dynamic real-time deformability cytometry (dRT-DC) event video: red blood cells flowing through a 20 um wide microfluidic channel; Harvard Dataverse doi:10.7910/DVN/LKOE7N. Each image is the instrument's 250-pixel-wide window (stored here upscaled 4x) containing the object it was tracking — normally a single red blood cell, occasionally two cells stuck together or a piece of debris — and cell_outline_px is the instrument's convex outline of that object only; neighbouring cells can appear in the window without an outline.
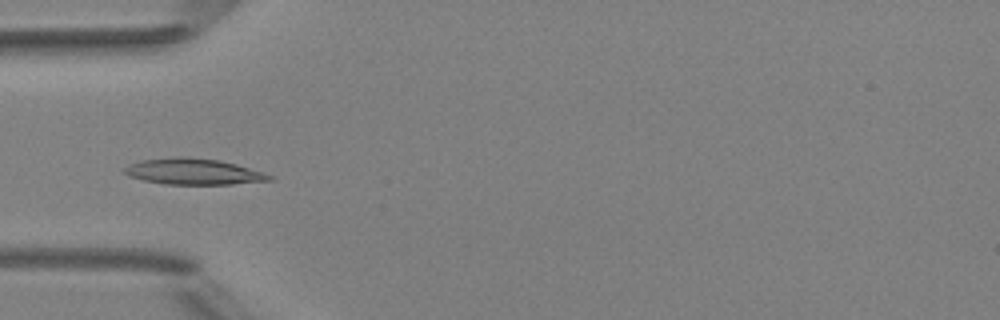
{"species": "Egyptian fruit bat (a non-hibernating species)", "species_latin": "Rousettus aegyptiacus", "temperature_condition": "room temperature", "stored_images_in_passage": 4, "camera_frame_rate_fps": 3000, "um_per_image_px": 0.085, "animal": {"sex": "female"}, "frame": {"image": 1, "passage_image": 3, "time_ms": 2.333, "image_size_px": [1000, 320], "cell_outline_px": [[272, 180], [232, 184], [164, 184], [144, 180], [128, 176], [120, 172], [124, 168], [132, 164], [144, 160], [176, 156], [180, 156], [216, 160], [236, 164], [264, 172], [272, 176]], "centroid_in_image_um": [16.42, 14.59], "position_along_channel_um": 68.6, "area_um2": 21.79}}
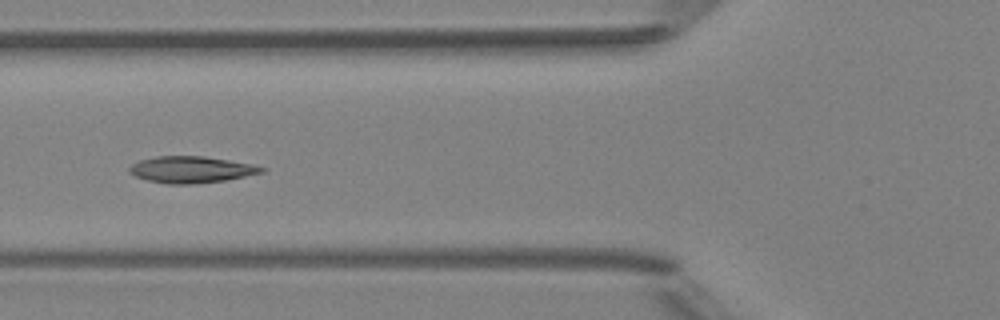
{"frame": {"image": 2, "passage_image": 4, "time_ms": 3.333, "image_size_px": [1000, 320], "cell_outline_px": [[264, 172], [224, 180], [192, 184], [168, 184], [148, 180], [136, 176], [128, 172], [128, 168], [132, 164], [140, 160], [156, 156], [204, 156], [252, 164], [264, 168]], "centroid_in_image_um": [16.21, 14.41], "position_along_channel_um": 109.6, "area_um2": 20.23}}